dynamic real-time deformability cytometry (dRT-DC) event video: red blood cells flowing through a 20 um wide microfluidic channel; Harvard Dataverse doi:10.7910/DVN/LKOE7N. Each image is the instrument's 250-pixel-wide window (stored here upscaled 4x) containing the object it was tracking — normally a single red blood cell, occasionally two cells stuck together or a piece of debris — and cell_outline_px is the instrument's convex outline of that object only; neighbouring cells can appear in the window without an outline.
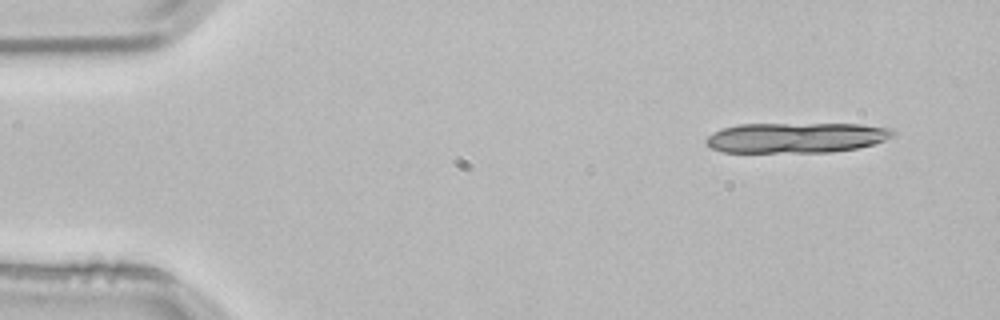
{"species": "common noctule bat (a hibernating species)", "species_latin": "Nyctalus noctula", "temperature_condition": "room temperature", "stored_images_in_passage": 3, "camera_frame_rate_fps": 3000, "um_per_image_px": 0.085, "animal": {"sex": "male", "body_mass_g": 21.5, "forearm_length_mm": 52.0}, "frame": {"image": 1, "passage_image": 1, "time_ms": 0.0, "image_size_px": [1000, 320], "cell_outline_px": [[896, 132], [892, 136], [876, 144], [856, 148], [832, 152], [720, 152], [712, 148], [704, 140], [712, 132], [724, 128], [740, 124], [860, 124], [892, 128]], "centroid_in_image_um": [67.69, 11.7], "position_along_channel_um": 17.3, "area_um2": 33.06}}